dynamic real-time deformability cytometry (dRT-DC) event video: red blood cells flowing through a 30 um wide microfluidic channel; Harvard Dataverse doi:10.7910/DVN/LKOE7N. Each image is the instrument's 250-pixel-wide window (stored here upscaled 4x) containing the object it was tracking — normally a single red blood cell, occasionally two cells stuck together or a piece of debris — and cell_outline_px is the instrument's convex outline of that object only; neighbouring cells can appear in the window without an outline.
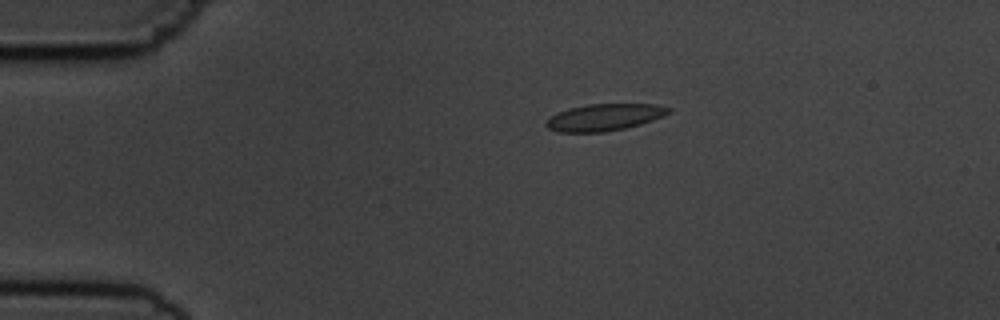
{"species": "common noctule bat (a hibernating species)", "species_latin": "Nyctalus noctula", "temperature_condition": "cold", "stored_images_in_passage": 8, "camera_frame_rate_fps": 3000, "um_per_image_px": 0.085, "animal": {"sex": "male", "body_mass_g": 19.5, "forearm_length_mm": 54.6}, "frame": {"image": 1, "passage_image": 3, "time_ms": 3.333, "image_size_px": [1000, 320], "cell_outline_px": [[672, 108], [668, 112], [652, 120], [640, 124], [624, 128], [604, 132], [560, 132], [548, 128], [544, 124], [556, 112], [568, 108], [588, 104], [656, 104]], "centroid_in_image_um": [51.33, 9.96], "position_along_channel_um": 33.7, "area_um2": 18.96}}
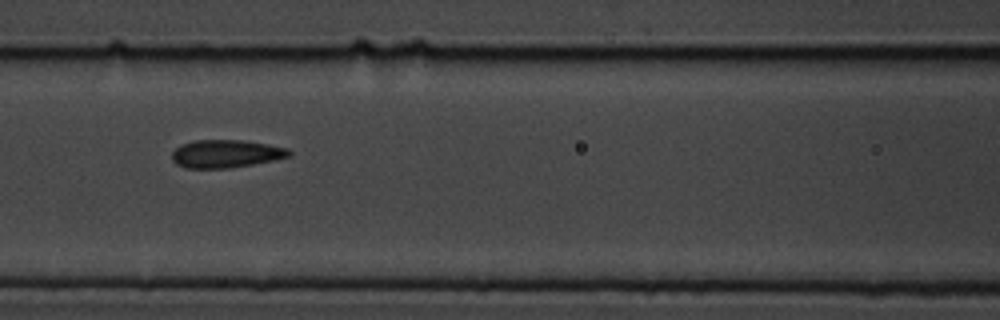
{"frame": {"image": 2, "passage_image": 7, "time_ms": 7.667, "image_size_px": [1000, 320], "cell_outline_px": [[292, 156], [252, 164], [228, 168], [184, 168], [176, 164], [172, 160], [172, 152], [180, 144], [192, 140], [244, 140], [268, 144], [288, 148], [292, 152]], "centroid_in_image_um": [19.18, 13.06], "position_along_channel_um": 147.4, "area_um2": 19.19}}
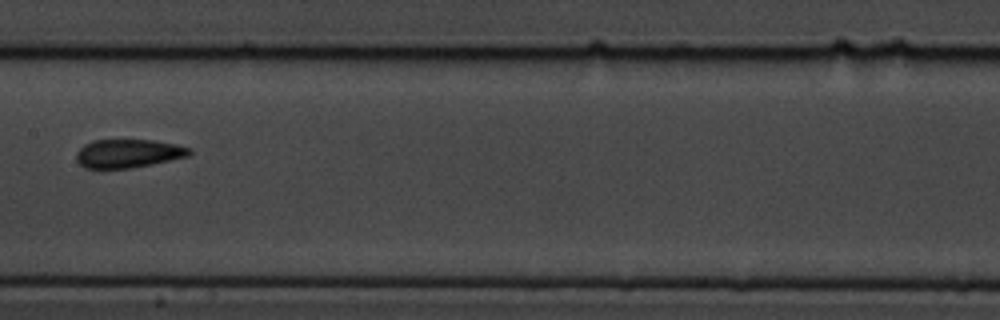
{"frame": {"image": 3, "passage_image": 8, "time_ms": 9.0, "image_size_px": [1000, 320], "cell_outline_px": [[192, 152], [188, 156], [152, 164], [132, 168], [84, 168], [76, 160], [76, 152], [84, 144], [92, 140], [152, 140], [176, 144], [192, 148]], "centroid_in_image_um": [10.89, 13.04], "position_along_channel_um": 196.5, "area_um2": 18.84}}